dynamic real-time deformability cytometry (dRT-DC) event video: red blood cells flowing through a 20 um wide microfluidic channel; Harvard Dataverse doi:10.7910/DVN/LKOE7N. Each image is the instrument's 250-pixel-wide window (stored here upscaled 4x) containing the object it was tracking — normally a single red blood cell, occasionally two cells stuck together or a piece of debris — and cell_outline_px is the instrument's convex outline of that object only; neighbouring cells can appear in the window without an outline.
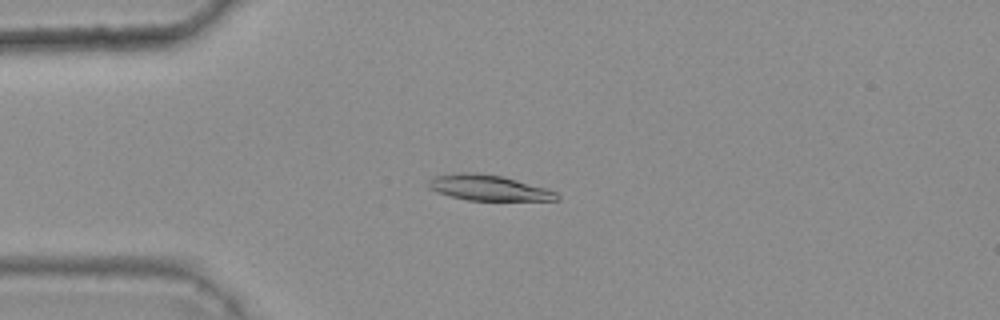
{"species": "common noctule bat (a hibernating species)", "species_latin": "Nyctalus noctula", "temperature_condition": "warm", "stored_images_in_passage": 46, "camera_frame_rate_fps": 3000, "um_per_image_px": 0.085, "animal": {"sex": "female", "body_mass_g": 25.1}, "frame": {"image": 1, "passage_image": 13, "time_ms": 4.0, "image_size_px": [1000, 320], "cell_outline_px": [[560, 200], [468, 200], [448, 196], [436, 192], [428, 188], [428, 180], [432, 176], [464, 172], [476, 172], [500, 176], [548, 188], [556, 192], [560, 196]], "centroid_in_image_um": [41.5, 15.96], "position_along_channel_um": 43.5, "area_um2": 19.19}}
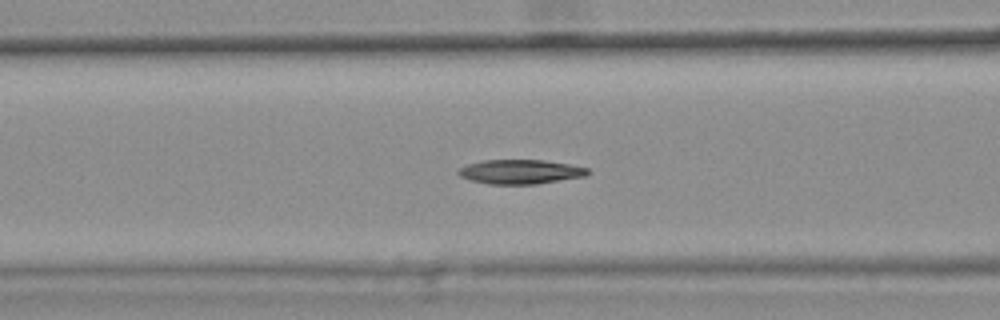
{"frame": {"image": 2, "passage_image": 21, "time_ms": 6.667, "image_size_px": [1000, 320], "cell_outline_px": [[592, 172], [588, 176], [536, 184], [488, 184], [472, 180], [460, 176], [456, 172], [460, 168], [468, 164], [484, 160], [544, 160], [568, 164], [588, 168]], "centroid_in_image_um": [44.28, 14.6], "position_along_channel_um": 122.3, "area_um2": 18.38}}
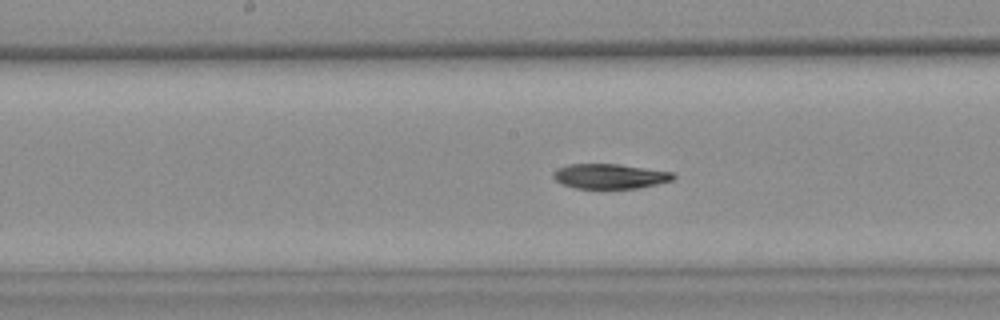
{"frame": {"image": 3, "passage_image": 27, "time_ms": 8.667, "image_size_px": [1000, 320], "cell_outline_px": [[676, 176], [672, 180], [656, 184], [636, 188], [576, 188], [564, 184], [556, 180], [552, 176], [552, 172], [556, 168], [568, 164], [620, 164], [672, 172]], "centroid_in_image_um": [51.81, 14.97], "position_along_channel_um": 196.4, "area_um2": 17.28}, "authors_computed_cell_mechanics": {"area_um2": 18.8428, "velocity_mm_per_s": 3.7076, "shape_relaxation_time_tau1_ms": null, "shape_relaxation_time_tau2_ms": 10.9014, "deformation_change_tau1": null, "deformation_change_tau2": 0.1356}}